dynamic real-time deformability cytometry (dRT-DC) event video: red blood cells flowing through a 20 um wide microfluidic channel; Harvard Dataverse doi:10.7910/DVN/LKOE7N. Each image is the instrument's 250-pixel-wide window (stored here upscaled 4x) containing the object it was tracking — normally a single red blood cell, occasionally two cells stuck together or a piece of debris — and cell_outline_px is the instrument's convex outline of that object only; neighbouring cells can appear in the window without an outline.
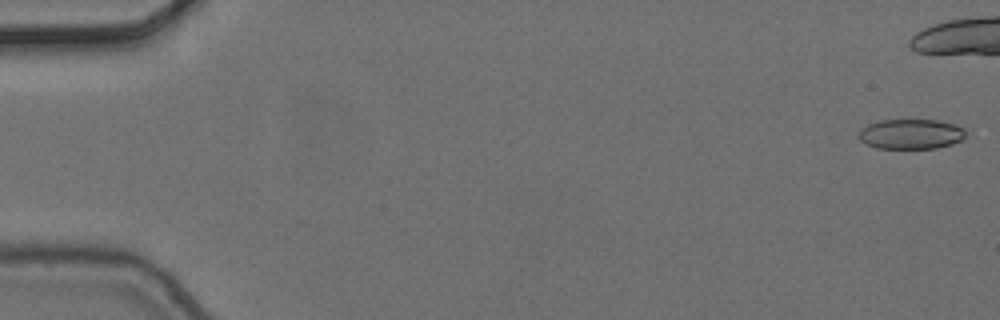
{"species": "common noctule bat (a hibernating species)", "species_latin": "Nyctalus noctula", "temperature_condition": "cold", "stored_images_in_passage": 8, "camera_frame_rate_fps": 3000, "um_per_image_px": 0.085, "animal": {"sex": "female", "body_mass_g": 24.6, "forearm_length_mm": 56.2}, "frame": {"image": 1, "passage_image": 1, "time_ms": 0.0, "image_size_px": [1000, 320], "cell_outline_px": [[972, 132], [960, 140], [952, 144], [936, 148], [876, 148], [860, 140], [856, 136], [860, 128], [868, 124], [880, 120], [936, 120], [956, 124]], "centroid_in_image_um": [77.46, 11.38], "position_along_channel_um": 7.5, "area_um2": 19.02}}